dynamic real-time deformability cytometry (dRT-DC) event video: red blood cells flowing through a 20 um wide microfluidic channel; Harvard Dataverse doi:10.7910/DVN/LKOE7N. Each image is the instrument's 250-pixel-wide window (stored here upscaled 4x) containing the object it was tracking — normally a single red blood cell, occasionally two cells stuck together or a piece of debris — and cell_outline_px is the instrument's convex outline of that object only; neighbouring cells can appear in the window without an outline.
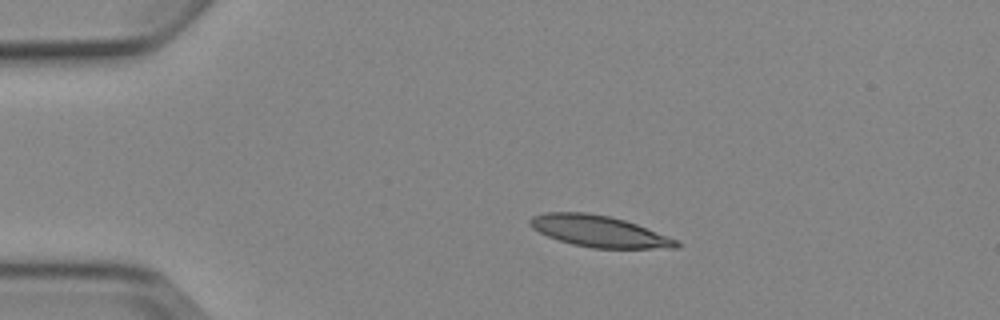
{"species": "Egyptian fruit bat (a non-hibernating species)", "species_latin": "Rousettus aegyptiacus", "temperature_condition": "cold", "stored_images_in_passage": 4, "camera_frame_rate_fps": 3000, "um_per_image_px": 0.085, "animal": {"sex": "female"}, "frame": {"image": 1, "passage_image": 3, "time_ms": 2.0, "image_size_px": [1000, 320], "cell_outline_px": [[680, 248], [592, 248], [572, 244], [548, 236], [532, 228], [528, 224], [528, 220], [532, 216], [544, 212], [588, 212], [608, 216], [624, 220], [636, 224], [680, 240]], "centroid_in_image_um": [50.93, 19.65], "position_along_channel_um": 34.1, "area_um2": 26.82}}